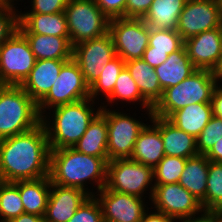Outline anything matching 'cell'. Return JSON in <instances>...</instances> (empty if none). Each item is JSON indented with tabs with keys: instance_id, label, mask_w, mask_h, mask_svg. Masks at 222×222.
Segmentation results:
<instances>
[{
	"instance_id": "1",
	"label": "cell",
	"mask_w": 222,
	"mask_h": 222,
	"mask_svg": "<svg viewBox=\"0 0 222 222\" xmlns=\"http://www.w3.org/2000/svg\"><path fill=\"white\" fill-rule=\"evenodd\" d=\"M50 148L45 126L0 140V174L6 182L49 176Z\"/></svg>"
},
{
	"instance_id": "2",
	"label": "cell",
	"mask_w": 222,
	"mask_h": 222,
	"mask_svg": "<svg viewBox=\"0 0 222 222\" xmlns=\"http://www.w3.org/2000/svg\"><path fill=\"white\" fill-rule=\"evenodd\" d=\"M108 162V158L86 155L73 147L50 150L49 177L52 184L79 188L95 196L106 186ZM92 182L96 192L86 187Z\"/></svg>"
},
{
	"instance_id": "3",
	"label": "cell",
	"mask_w": 222,
	"mask_h": 222,
	"mask_svg": "<svg viewBox=\"0 0 222 222\" xmlns=\"http://www.w3.org/2000/svg\"><path fill=\"white\" fill-rule=\"evenodd\" d=\"M95 103L91 98H86L50 109L47 114L51 117L47 114L42 116L50 150L74 147L101 112V105L97 111L93 108Z\"/></svg>"
},
{
	"instance_id": "4",
	"label": "cell",
	"mask_w": 222,
	"mask_h": 222,
	"mask_svg": "<svg viewBox=\"0 0 222 222\" xmlns=\"http://www.w3.org/2000/svg\"><path fill=\"white\" fill-rule=\"evenodd\" d=\"M37 103L20 85L0 89V140L24 133L41 123Z\"/></svg>"
},
{
	"instance_id": "5",
	"label": "cell",
	"mask_w": 222,
	"mask_h": 222,
	"mask_svg": "<svg viewBox=\"0 0 222 222\" xmlns=\"http://www.w3.org/2000/svg\"><path fill=\"white\" fill-rule=\"evenodd\" d=\"M218 81L213 71L197 69L181 83L163 90L152 115L168 118L173 112L196 103H211Z\"/></svg>"
},
{
	"instance_id": "6",
	"label": "cell",
	"mask_w": 222,
	"mask_h": 222,
	"mask_svg": "<svg viewBox=\"0 0 222 222\" xmlns=\"http://www.w3.org/2000/svg\"><path fill=\"white\" fill-rule=\"evenodd\" d=\"M154 186L152 167L130 158L115 159L107 163L106 187L109 190L145 198L147 196L144 194L150 189L148 199L151 201Z\"/></svg>"
},
{
	"instance_id": "7",
	"label": "cell",
	"mask_w": 222,
	"mask_h": 222,
	"mask_svg": "<svg viewBox=\"0 0 222 222\" xmlns=\"http://www.w3.org/2000/svg\"><path fill=\"white\" fill-rule=\"evenodd\" d=\"M64 12L72 46L103 36L109 31L110 19L95 0H69Z\"/></svg>"
},
{
	"instance_id": "8",
	"label": "cell",
	"mask_w": 222,
	"mask_h": 222,
	"mask_svg": "<svg viewBox=\"0 0 222 222\" xmlns=\"http://www.w3.org/2000/svg\"><path fill=\"white\" fill-rule=\"evenodd\" d=\"M103 104V106H102ZM101 114L107 121V153L108 161L130 158L139 132L145 127L141 119L133 118L134 115L124 111L108 109L109 105L101 102ZM129 114V115H128Z\"/></svg>"
},
{
	"instance_id": "9",
	"label": "cell",
	"mask_w": 222,
	"mask_h": 222,
	"mask_svg": "<svg viewBox=\"0 0 222 222\" xmlns=\"http://www.w3.org/2000/svg\"><path fill=\"white\" fill-rule=\"evenodd\" d=\"M90 98V87L83 78L77 62L71 58L66 61L49 92L37 103L42 117L47 110Z\"/></svg>"
},
{
	"instance_id": "10",
	"label": "cell",
	"mask_w": 222,
	"mask_h": 222,
	"mask_svg": "<svg viewBox=\"0 0 222 222\" xmlns=\"http://www.w3.org/2000/svg\"><path fill=\"white\" fill-rule=\"evenodd\" d=\"M35 63L29 42L19 30L0 46V80L4 85H21Z\"/></svg>"
},
{
	"instance_id": "11",
	"label": "cell",
	"mask_w": 222,
	"mask_h": 222,
	"mask_svg": "<svg viewBox=\"0 0 222 222\" xmlns=\"http://www.w3.org/2000/svg\"><path fill=\"white\" fill-rule=\"evenodd\" d=\"M115 53L123 61L142 59L149 45V26L143 19L112 18L109 22Z\"/></svg>"
},
{
	"instance_id": "12",
	"label": "cell",
	"mask_w": 222,
	"mask_h": 222,
	"mask_svg": "<svg viewBox=\"0 0 222 222\" xmlns=\"http://www.w3.org/2000/svg\"><path fill=\"white\" fill-rule=\"evenodd\" d=\"M115 56V47L109 32L73 46V59L79 65L89 87L97 81L104 66Z\"/></svg>"
},
{
	"instance_id": "13",
	"label": "cell",
	"mask_w": 222,
	"mask_h": 222,
	"mask_svg": "<svg viewBox=\"0 0 222 222\" xmlns=\"http://www.w3.org/2000/svg\"><path fill=\"white\" fill-rule=\"evenodd\" d=\"M222 24L220 0H187L176 31L183 41Z\"/></svg>"
},
{
	"instance_id": "14",
	"label": "cell",
	"mask_w": 222,
	"mask_h": 222,
	"mask_svg": "<svg viewBox=\"0 0 222 222\" xmlns=\"http://www.w3.org/2000/svg\"><path fill=\"white\" fill-rule=\"evenodd\" d=\"M151 202L157 211L174 221L200 214V201L179 183L154 184Z\"/></svg>"
},
{
	"instance_id": "15",
	"label": "cell",
	"mask_w": 222,
	"mask_h": 222,
	"mask_svg": "<svg viewBox=\"0 0 222 222\" xmlns=\"http://www.w3.org/2000/svg\"><path fill=\"white\" fill-rule=\"evenodd\" d=\"M95 197L100 202L104 222H140L149 208L145 198L102 188Z\"/></svg>"
},
{
	"instance_id": "16",
	"label": "cell",
	"mask_w": 222,
	"mask_h": 222,
	"mask_svg": "<svg viewBox=\"0 0 222 222\" xmlns=\"http://www.w3.org/2000/svg\"><path fill=\"white\" fill-rule=\"evenodd\" d=\"M184 46L196 69L214 71L222 54L220 27L185 40Z\"/></svg>"
},
{
	"instance_id": "17",
	"label": "cell",
	"mask_w": 222,
	"mask_h": 222,
	"mask_svg": "<svg viewBox=\"0 0 222 222\" xmlns=\"http://www.w3.org/2000/svg\"><path fill=\"white\" fill-rule=\"evenodd\" d=\"M90 195L82 189L52 184L44 219L46 222H68Z\"/></svg>"
},
{
	"instance_id": "18",
	"label": "cell",
	"mask_w": 222,
	"mask_h": 222,
	"mask_svg": "<svg viewBox=\"0 0 222 222\" xmlns=\"http://www.w3.org/2000/svg\"><path fill=\"white\" fill-rule=\"evenodd\" d=\"M149 119L160 130L165 155L186 159L198 155L194 136L180 130L167 118L152 115Z\"/></svg>"
},
{
	"instance_id": "19",
	"label": "cell",
	"mask_w": 222,
	"mask_h": 222,
	"mask_svg": "<svg viewBox=\"0 0 222 222\" xmlns=\"http://www.w3.org/2000/svg\"><path fill=\"white\" fill-rule=\"evenodd\" d=\"M66 61L68 60H36L35 66L20 86L38 103L54 85Z\"/></svg>"
},
{
	"instance_id": "20",
	"label": "cell",
	"mask_w": 222,
	"mask_h": 222,
	"mask_svg": "<svg viewBox=\"0 0 222 222\" xmlns=\"http://www.w3.org/2000/svg\"><path fill=\"white\" fill-rule=\"evenodd\" d=\"M150 124L147 122L139 132L130 159L154 169L165 152L160 130L152 122Z\"/></svg>"
},
{
	"instance_id": "21",
	"label": "cell",
	"mask_w": 222,
	"mask_h": 222,
	"mask_svg": "<svg viewBox=\"0 0 222 222\" xmlns=\"http://www.w3.org/2000/svg\"><path fill=\"white\" fill-rule=\"evenodd\" d=\"M29 42L36 60H70L73 46L70 36L23 34Z\"/></svg>"
},
{
	"instance_id": "22",
	"label": "cell",
	"mask_w": 222,
	"mask_h": 222,
	"mask_svg": "<svg viewBox=\"0 0 222 222\" xmlns=\"http://www.w3.org/2000/svg\"><path fill=\"white\" fill-rule=\"evenodd\" d=\"M18 30L22 34L70 36L65 12L54 14H19Z\"/></svg>"
},
{
	"instance_id": "23",
	"label": "cell",
	"mask_w": 222,
	"mask_h": 222,
	"mask_svg": "<svg viewBox=\"0 0 222 222\" xmlns=\"http://www.w3.org/2000/svg\"><path fill=\"white\" fill-rule=\"evenodd\" d=\"M197 69L190 61L185 46L168 55V59L155 68L163 90L176 86L193 74Z\"/></svg>"
},
{
	"instance_id": "24",
	"label": "cell",
	"mask_w": 222,
	"mask_h": 222,
	"mask_svg": "<svg viewBox=\"0 0 222 222\" xmlns=\"http://www.w3.org/2000/svg\"><path fill=\"white\" fill-rule=\"evenodd\" d=\"M212 116L211 103H196L173 112L167 119L180 130L197 138Z\"/></svg>"
},
{
	"instance_id": "25",
	"label": "cell",
	"mask_w": 222,
	"mask_h": 222,
	"mask_svg": "<svg viewBox=\"0 0 222 222\" xmlns=\"http://www.w3.org/2000/svg\"><path fill=\"white\" fill-rule=\"evenodd\" d=\"M125 67L136 82L142 97L154 107L163 94L155 69L143 59L127 61Z\"/></svg>"
},
{
	"instance_id": "26",
	"label": "cell",
	"mask_w": 222,
	"mask_h": 222,
	"mask_svg": "<svg viewBox=\"0 0 222 222\" xmlns=\"http://www.w3.org/2000/svg\"><path fill=\"white\" fill-rule=\"evenodd\" d=\"M49 176L34 180H20L19 192L25 213L44 216L50 194Z\"/></svg>"
},
{
	"instance_id": "27",
	"label": "cell",
	"mask_w": 222,
	"mask_h": 222,
	"mask_svg": "<svg viewBox=\"0 0 222 222\" xmlns=\"http://www.w3.org/2000/svg\"><path fill=\"white\" fill-rule=\"evenodd\" d=\"M107 139V121L106 118L99 113L89 124L84 135L73 148L86 155L108 158Z\"/></svg>"
},
{
	"instance_id": "28",
	"label": "cell",
	"mask_w": 222,
	"mask_h": 222,
	"mask_svg": "<svg viewBox=\"0 0 222 222\" xmlns=\"http://www.w3.org/2000/svg\"><path fill=\"white\" fill-rule=\"evenodd\" d=\"M209 160L205 155L187 158L179 184L186 188L200 203L205 199Z\"/></svg>"
},
{
	"instance_id": "29",
	"label": "cell",
	"mask_w": 222,
	"mask_h": 222,
	"mask_svg": "<svg viewBox=\"0 0 222 222\" xmlns=\"http://www.w3.org/2000/svg\"><path fill=\"white\" fill-rule=\"evenodd\" d=\"M187 0H153L144 22L156 29H175Z\"/></svg>"
},
{
	"instance_id": "30",
	"label": "cell",
	"mask_w": 222,
	"mask_h": 222,
	"mask_svg": "<svg viewBox=\"0 0 222 222\" xmlns=\"http://www.w3.org/2000/svg\"><path fill=\"white\" fill-rule=\"evenodd\" d=\"M118 101H121V103L128 101V104L130 102L138 104L137 102H139L141 103L140 107L142 106V109H146L145 114H147L149 118L152 116L153 107L142 97L136 82L126 67L119 73L112 93L106 98V102L107 104L109 103V105L112 104V102L118 105Z\"/></svg>"
},
{
	"instance_id": "31",
	"label": "cell",
	"mask_w": 222,
	"mask_h": 222,
	"mask_svg": "<svg viewBox=\"0 0 222 222\" xmlns=\"http://www.w3.org/2000/svg\"><path fill=\"white\" fill-rule=\"evenodd\" d=\"M125 61L116 55L111 61L104 66L97 81L90 86V98L99 100V95L107 98L113 91L119 73L124 69ZM101 93V94H100ZM103 93V94H102Z\"/></svg>"
},
{
	"instance_id": "32",
	"label": "cell",
	"mask_w": 222,
	"mask_h": 222,
	"mask_svg": "<svg viewBox=\"0 0 222 222\" xmlns=\"http://www.w3.org/2000/svg\"><path fill=\"white\" fill-rule=\"evenodd\" d=\"M207 189L201 202L203 210L219 211L222 209V163L209 161Z\"/></svg>"
},
{
	"instance_id": "33",
	"label": "cell",
	"mask_w": 222,
	"mask_h": 222,
	"mask_svg": "<svg viewBox=\"0 0 222 222\" xmlns=\"http://www.w3.org/2000/svg\"><path fill=\"white\" fill-rule=\"evenodd\" d=\"M24 212L19 181L5 182L0 189V222H9Z\"/></svg>"
},
{
	"instance_id": "34",
	"label": "cell",
	"mask_w": 222,
	"mask_h": 222,
	"mask_svg": "<svg viewBox=\"0 0 222 222\" xmlns=\"http://www.w3.org/2000/svg\"><path fill=\"white\" fill-rule=\"evenodd\" d=\"M184 45L180 34L175 29H156L149 27V45L145 52L171 54Z\"/></svg>"
},
{
	"instance_id": "35",
	"label": "cell",
	"mask_w": 222,
	"mask_h": 222,
	"mask_svg": "<svg viewBox=\"0 0 222 222\" xmlns=\"http://www.w3.org/2000/svg\"><path fill=\"white\" fill-rule=\"evenodd\" d=\"M186 158L165 155L153 169L154 184L179 183Z\"/></svg>"
},
{
	"instance_id": "36",
	"label": "cell",
	"mask_w": 222,
	"mask_h": 222,
	"mask_svg": "<svg viewBox=\"0 0 222 222\" xmlns=\"http://www.w3.org/2000/svg\"><path fill=\"white\" fill-rule=\"evenodd\" d=\"M222 139V119L212 116L208 124L196 138L199 155H206L216 142Z\"/></svg>"
},
{
	"instance_id": "37",
	"label": "cell",
	"mask_w": 222,
	"mask_h": 222,
	"mask_svg": "<svg viewBox=\"0 0 222 222\" xmlns=\"http://www.w3.org/2000/svg\"><path fill=\"white\" fill-rule=\"evenodd\" d=\"M68 222H104L98 199L95 196H89Z\"/></svg>"
},
{
	"instance_id": "38",
	"label": "cell",
	"mask_w": 222,
	"mask_h": 222,
	"mask_svg": "<svg viewBox=\"0 0 222 222\" xmlns=\"http://www.w3.org/2000/svg\"><path fill=\"white\" fill-rule=\"evenodd\" d=\"M16 7L0 5V46L18 30L19 11Z\"/></svg>"
},
{
	"instance_id": "39",
	"label": "cell",
	"mask_w": 222,
	"mask_h": 222,
	"mask_svg": "<svg viewBox=\"0 0 222 222\" xmlns=\"http://www.w3.org/2000/svg\"><path fill=\"white\" fill-rule=\"evenodd\" d=\"M69 0H31L32 8L19 14H54L64 12Z\"/></svg>"
},
{
	"instance_id": "40",
	"label": "cell",
	"mask_w": 222,
	"mask_h": 222,
	"mask_svg": "<svg viewBox=\"0 0 222 222\" xmlns=\"http://www.w3.org/2000/svg\"><path fill=\"white\" fill-rule=\"evenodd\" d=\"M101 11L109 18H126L127 0H95Z\"/></svg>"
},
{
	"instance_id": "41",
	"label": "cell",
	"mask_w": 222,
	"mask_h": 222,
	"mask_svg": "<svg viewBox=\"0 0 222 222\" xmlns=\"http://www.w3.org/2000/svg\"><path fill=\"white\" fill-rule=\"evenodd\" d=\"M153 0H127L126 18L143 19Z\"/></svg>"
},
{
	"instance_id": "42",
	"label": "cell",
	"mask_w": 222,
	"mask_h": 222,
	"mask_svg": "<svg viewBox=\"0 0 222 222\" xmlns=\"http://www.w3.org/2000/svg\"><path fill=\"white\" fill-rule=\"evenodd\" d=\"M211 104H212L213 116H216L222 119V85L221 83H218L213 91Z\"/></svg>"
},
{
	"instance_id": "43",
	"label": "cell",
	"mask_w": 222,
	"mask_h": 222,
	"mask_svg": "<svg viewBox=\"0 0 222 222\" xmlns=\"http://www.w3.org/2000/svg\"><path fill=\"white\" fill-rule=\"evenodd\" d=\"M142 59L155 69L168 59V54L159 52H144Z\"/></svg>"
},
{
	"instance_id": "44",
	"label": "cell",
	"mask_w": 222,
	"mask_h": 222,
	"mask_svg": "<svg viewBox=\"0 0 222 222\" xmlns=\"http://www.w3.org/2000/svg\"><path fill=\"white\" fill-rule=\"evenodd\" d=\"M148 210L149 208H147V210L143 214L140 222H174V220L171 217L165 215L162 212H159L154 209L153 211L155 212L149 213Z\"/></svg>"
},
{
	"instance_id": "45",
	"label": "cell",
	"mask_w": 222,
	"mask_h": 222,
	"mask_svg": "<svg viewBox=\"0 0 222 222\" xmlns=\"http://www.w3.org/2000/svg\"><path fill=\"white\" fill-rule=\"evenodd\" d=\"M179 222H214V211L202 210L201 214H197L188 218L178 219ZM175 220V222H178Z\"/></svg>"
},
{
	"instance_id": "46",
	"label": "cell",
	"mask_w": 222,
	"mask_h": 222,
	"mask_svg": "<svg viewBox=\"0 0 222 222\" xmlns=\"http://www.w3.org/2000/svg\"><path fill=\"white\" fill-rule=\"evenodd\" d=\"M205 156L209 161L222 163V139L216 142Z\"/></svg>"
},
{
	"instance_id": "47",
	"label": "cell",
	"mask_w": 222,
	"mask_h": 222,
	"mask_svg": "<svg viewBox=\"0 0 222 222\" xmlns=\"http://www.w3.org/2000/svg\"><path fill=\"white\" fill-rule=\"evenodd\" d=\"M9 222H46L44 216H37L29 213H22L18 217L11 219Z\"/></svg>"
},
{
	"instance_id": "48",
	"label": "cell",
	"mask_w": 222,
	"mask_h": 222,
	"mask_svg": "<svg viewBox=\"0 0 222 222\" xmlns=\"http://www.w3.org/2000/svg\"><path fill=\"white\" fill-rule=\"evenodd\" d=\"M213 74L217 78L218 83H220L222 81V54Z\"/></svg>"
},
{
	"instance_id": "49",
	"label": "cell",
	"mask_w": 222,
	"mask_h": 222,
	"mask_svg": "<svg viewBox=\"0 0 222 222\" xmlns=\"http://www.w3.org/2000/svg\"><path fill=\"white\" fill-rule=\"evenodd\" d=\"M214 222H222V217L218 211H214Z\"/></svg>"
},
{
	"instance_id": "50",
	"label": "cell",
	"mask_w": 222,
	"mask_h": 222,
	"mask_svg": "<svg viewBox=\"0 0 222 222\" xmlns=\"http://www.w3.org/2000/svg\"><path fill=\"white\" fill-rule=\"evenodd\" d=\"M14 1L18 2V0H4V5H11L15 7L16 4L14 3Z\"/></svg>"
},
{
	"instance_id": "51",
	"label": "cell",
	"mask_w": 222,
	"mask_h": 222,
	"mask_svg": "<svg viewBox=\"0 0 222 222\" xmlns=\"http://www.w3.org/2000/svg\"><path fill=\"white\" fill-rule=\"evenodd\" d=\"M6 181L3 179V177L1 176L0 174V189L1 187L3 186V184L5 183Z\"/></svg>"
},
{
	"instance_id": "52",
	"label": "cell",
	"mask_w": 222,
	"mask_h": 222,
	"mask_svg": "<svg viewBox=\"0 0 222 222\" xmlns=\"http://www.w3.org/2000/svg\"><path fill=\"white\" fill-rule=\"evenodd\" d=\"M220 38H221V48H222V24L220 26Z\"/></svg>"
},
{
	"instance_id": "53",
	"label": "cell",
	"mask_w": 222,
	"mask_h": 222,
	"mask_svg": "<svg viewBox=\"0 0 222 222\" xmlns=\"http://www.w3.org/2000/svg\"><path fill=\"white\" fill-rule=\"evenodd\" d=\"M3 82L0 80V89L3 87Z\"/></svg>"
},
{
	"instance_id": "54",
	"label": "cell",
	"mask_w": 222,
	"mask_h": 222,
	"mask_svg": "<svg viewBox=\"0 0 222 222\" xmlns=\"http://www.w3.org/2000/svg\"><path fill=\"white\" fill-rule=\"evenodd\" d=\"M0 5H4V0H0Z\"/></svg>"
},
{
	"instance_id": "55",
	"label": "cell",
	"mask_w": 222,
	"mask_h": 222,
	"mask_svg": "<svg viewBox=\"0 0 222 222\" xmlns=\"http://www.w3.org/2000/svg\"><path fill=\"white\" fill-rule=\"evenodd\" d=\"M220 216L222 217V209L218 211Z\"/></svg>"
}]
</instances>
